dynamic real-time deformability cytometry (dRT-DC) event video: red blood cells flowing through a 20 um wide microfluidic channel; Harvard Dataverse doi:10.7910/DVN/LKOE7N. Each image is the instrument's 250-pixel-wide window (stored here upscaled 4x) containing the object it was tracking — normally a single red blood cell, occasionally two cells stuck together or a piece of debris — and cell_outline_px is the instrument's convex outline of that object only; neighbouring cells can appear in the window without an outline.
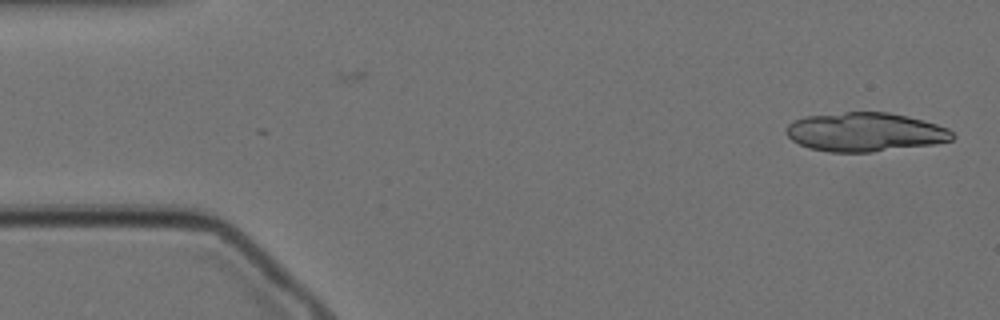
{"species": "Egyptian fruit bat (a non-hibernating species)", "species_latin": "Rousettus aegyptiacus", "temperature_condition": "cold", "stored_images_in_passage": 13, "camera_frame_rate_fps": 3000, "um_per_image_px": 0.085, "animal": {"sex": "female"}, "frame": {"image": 1, "passage_image": 1, "time_ms": 0.0, "image_size_px": [1000, 320], "cell_outline_px": [[956, 136], [952, 140], [932, 144], [872, 152], [828, 152], [808, 148], [792, 140], [788, 136], [784, 128], [792, 120], [804, 116], [844, 112], [888, 112], [908, 116], [936, 124], [948, 128]], "centroid_in_image_um": [73.49, 11.22], "position_along_channel_um": 11.5, "area_um2": 37.86}}